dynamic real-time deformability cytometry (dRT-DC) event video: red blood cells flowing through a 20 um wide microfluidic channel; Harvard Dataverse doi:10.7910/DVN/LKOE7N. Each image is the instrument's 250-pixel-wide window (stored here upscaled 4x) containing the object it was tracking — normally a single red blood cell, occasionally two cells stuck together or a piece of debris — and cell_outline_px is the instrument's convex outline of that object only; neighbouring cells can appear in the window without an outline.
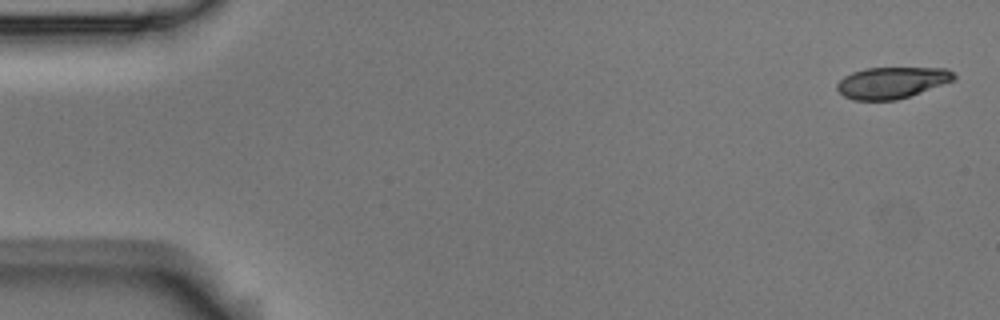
{"species": "Egyptian fruit bat (a non-hibernating species)", "species_latin": "Rousettus aegyptiacus", "temperature_condition": "room temperature", "stored_images_in_passage": 5, "camera_frame_rate_fps": 3000, "um_per_image_px": 0.085, "animal": {"sex": "male"}, "frame": {"image": 1, "passage_image": 1, "time_ms": 0.0, "image_size_px": [1000, 320], "cell_outline_px": [[956, 80], [896, 100], [852, 100], [844, 96], [836, 88], [836, 84], [844, 76], [852, 72], [864, 68], [948, 68], [956, 76]], "centroid_in_image_um": [75.79, 7.02], "position_along_channel_um": 9.2, "area_um2": 21.39}}
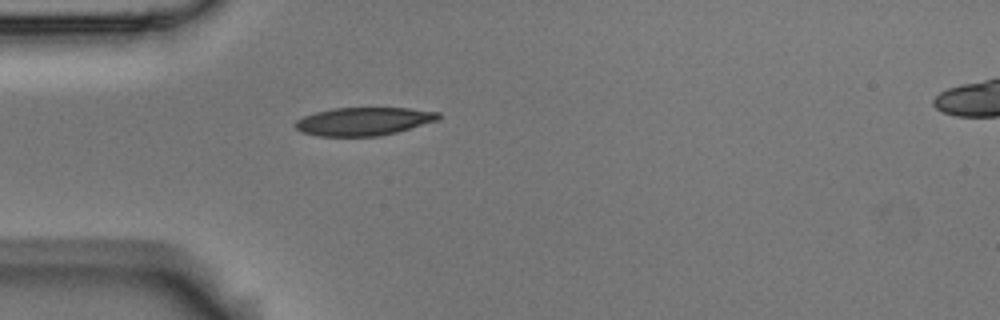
{"frame": {"image": 2, "passage_image": 5, "time_ms": 1.333, "image_size_px": [1000, 320], "cell_outline_px": [[440, 120], [396, 132], [380, 136], [316, 136], [300, 132], [292, 124], [296, 120], [304, 116], [316, 112], [332, 108], [408, 108], [440, 112]], "centroid_in_image_um": [30.89, 10.32], "position_along_channel_um": 54.1, "area_um2": 23.64}}